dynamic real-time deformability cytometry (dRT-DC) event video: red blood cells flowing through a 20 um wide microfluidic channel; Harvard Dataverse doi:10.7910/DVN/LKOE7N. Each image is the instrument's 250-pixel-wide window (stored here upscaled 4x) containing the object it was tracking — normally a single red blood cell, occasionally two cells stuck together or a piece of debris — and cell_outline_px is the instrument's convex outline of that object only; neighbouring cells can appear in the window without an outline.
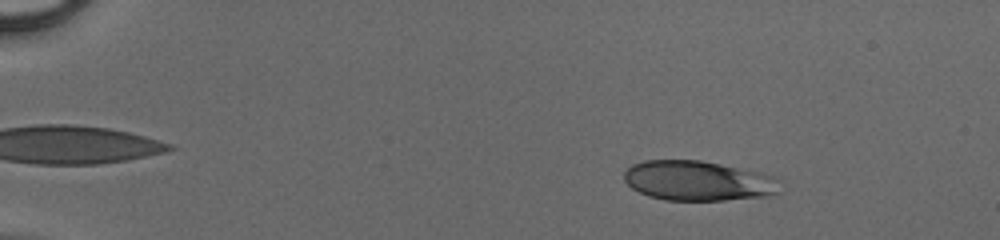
{"species": "human", "species_latin": "Homo sapiens", "temperature_condition": "cold", "stored_images_in_passage": 49, "camera_frame_rate_fps": 3000, "um_per_image_px": 0.085, "donor": {"sex": "male"}, "frame": {"image": 1, "passage_image": 8, "time_ms": 2.333, "image_size_px": [1000, 240], "cell_outline_px": [[780, 192], [768, 196], [724, 200], [664, 200], [648, 196], [632, 188], [624, 180], [624, 172], [632, 164], [644, 160], [700, 160], [720, 164], [756, 172], [772, 176], [776, 180]], "centroid_in_image_um": [59.28, 15.37], "position_along_channel_um": 25.7, "area_um2": 35.95}}
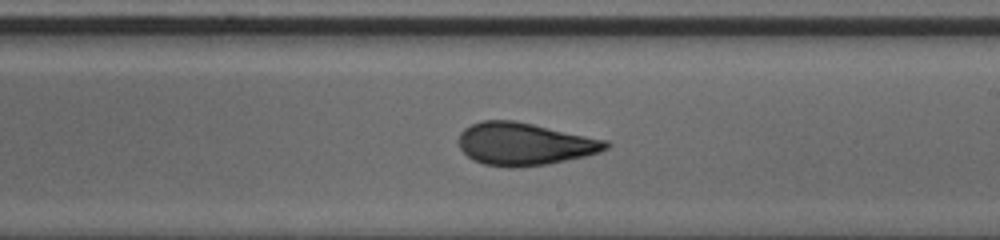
{"frame": {"image": 2, "passage_image": 31, "time_ms": 10.0, "image_size_px": [1000, 240], "cell_outline_px": [[612, 144], [608, 148], [600, 152], [584, 156], [548, 164], [512, 168], [508, 168], [484, 164], [468, 156], [460, 148], [460, 132], [464, 128], [480, 120], [512, 120], [532, 124], [608, 140]], "centroid_in_image_um": [44.6, 12.24], "position_along_channel_um": 244.4, "area_um2": 36.36}}
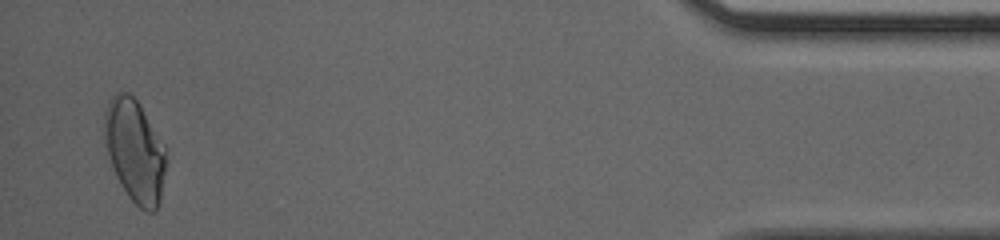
{"frame": {"image": 3, "passage_image": 48, "time_ms": 15.667, "image_size_px": [1000, 240], "cell_outline_px": [[168, 152], [160, 200], [156, 208], [152, 212], [148, 212], [140, 208], [128, 196], [116, 176], [104, 144], [104, 112], [108, 100], [116, 92], [128, 92], [140, 104], [164, 144]], "centroid_in_image_um": [11.46, 12.79], "position_along_channel_um": 423.7, "area_um2": 37.05}}